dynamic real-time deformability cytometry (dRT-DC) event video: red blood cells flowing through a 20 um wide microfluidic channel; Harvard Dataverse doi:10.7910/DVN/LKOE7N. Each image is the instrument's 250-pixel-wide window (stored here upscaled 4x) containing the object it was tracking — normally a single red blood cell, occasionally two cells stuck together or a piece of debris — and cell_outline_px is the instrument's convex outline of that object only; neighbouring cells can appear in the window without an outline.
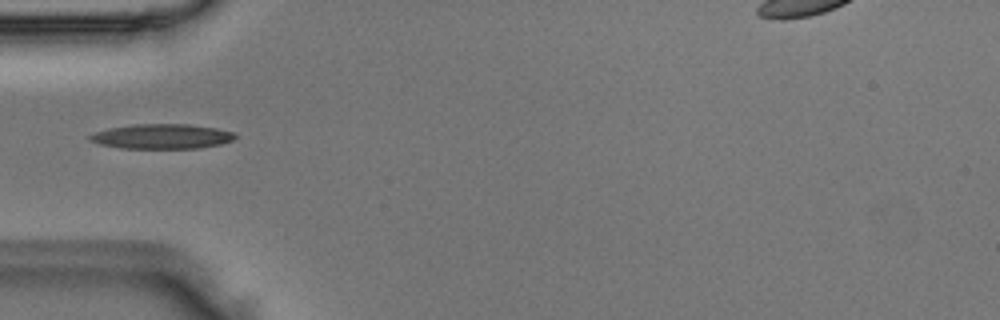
{"species": "Egyptian fruit bat (a non-hibernating species)", "species_latin": "Rousettus aegyptiacus", "temperature_condition": "room temperature", "stored_images_in_passage": 1, "camera_frame_rate_fps": 3000, "um_per_image_px": 0.085, "animal": {"sex": "male"}, "frame": {"image": 1, "passage_image": 1, "time_ms": 0.0, "image_size_px": [1000, 320], "cell_outline_px": [[236, 136], [232, 140], [220, 144], [200, 148], [120, 148], [100, 144], [88, 140], [88, 136], [96, 132], [108, 128], [136, 124], [188, 124], [216, 128], [236, 132]], "centroid_in_image_um": [13.76, 11.59], "position_along_channel_um": 71.2, "area_um2": 20.98}}